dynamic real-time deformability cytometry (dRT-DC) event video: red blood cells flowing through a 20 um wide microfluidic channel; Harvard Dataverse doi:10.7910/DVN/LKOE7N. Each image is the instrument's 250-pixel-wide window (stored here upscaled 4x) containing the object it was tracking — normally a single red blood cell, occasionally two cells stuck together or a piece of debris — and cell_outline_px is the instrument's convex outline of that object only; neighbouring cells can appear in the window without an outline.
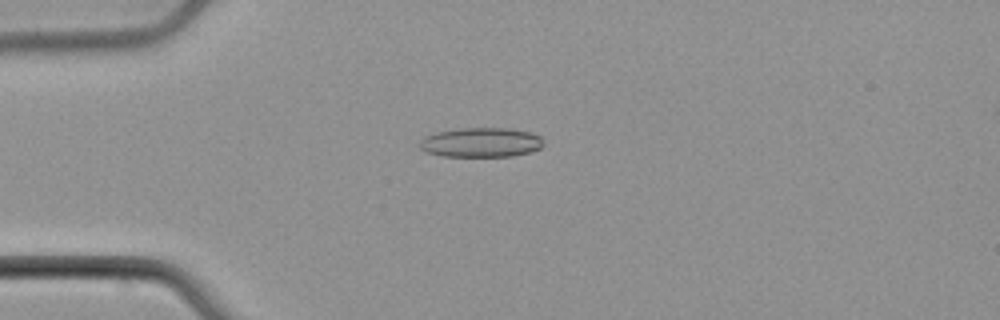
{"species": "common noctule bat (a hibernating species)", "species_latin": "Nyctalus noctula", "temperature_condition": "cold", "stored_images_in_passage": 51, "camera_frame_rate_fps": 3000, "um_per_image_px": 0.085, "animal": {"sex": "male", "body_mass_g": 21.5, "forearm_length_mm": 52.0}, "frame": {"image": 1, "passage_image": 11, "time_ms": 3.333, "image_size_px": [1000, 320], "cell_outline_px": [[544, 144], [540, 148], [528, 152], [512, 156], [444, 156], [428, 152], [420, 148], [420, 140], [428, 136], [440, 132], [464, 128], [508, 128], [532, 132], [540, 136]], "centroid_in_image_um": [40.94, 12.1], "position_along_channel_um": 44.1, "area_um2": 20.98}}
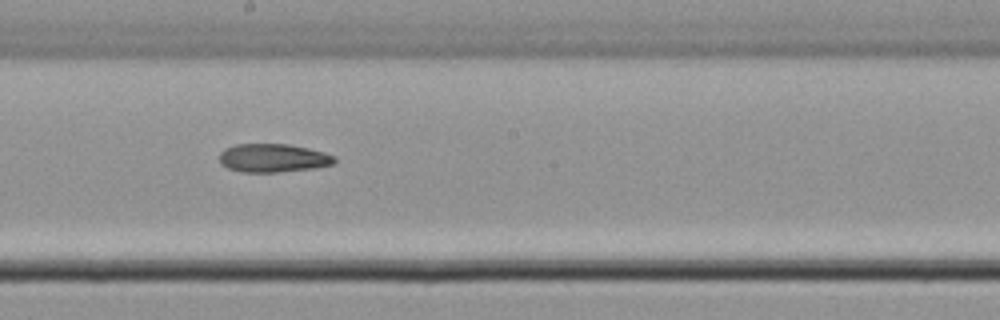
{"frame": {"image": 2, "passage_image": 27, "time_ms": 8.667, "image_size_px": [1000, 320], "cell_outline_px": [[336, 160], [332, 164], [316, 168], [276, 172], [240, 172], [228, 168], [220, 164], [220, 152], [224, 148], [236, 144], [288, 144], [308, 148], [324, 152], [336, 156]], "centroid_in_image_um": [23.2, 13.43], "position_along_channel_um": 225.0, "area_um2": 19.19}}
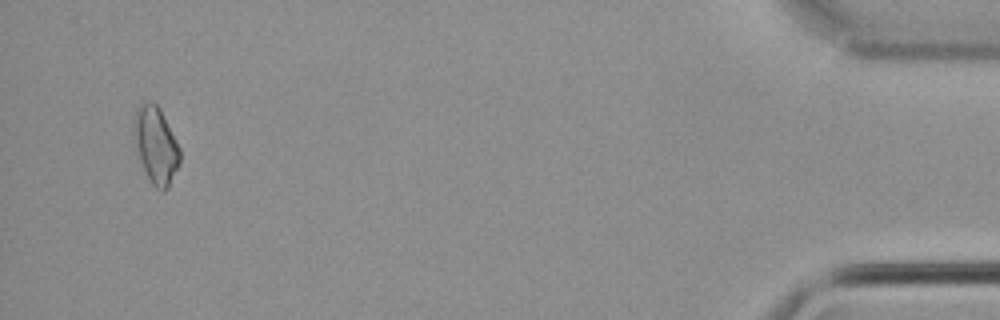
{"frame": {"image": 3, "passage_image": 49, "time_ms": 16.0, "image_size_px": [1000, 320], "cell_outline_px": [[180, 164], [168, 188], [164, 192], [156, 188], [152, 184], [140, 160], [132, 140], [132, 120], [136, 108], [140, 104], [152, 100], [160, 108], [180, 148]], "centroid_in_image_um": [13.21, 12.31], "position_along_channel_um": 422.0, "area_um2": 20.98}, "authors_computed_cell_mechanics": {"area_um2": 19.363, "velocity_mm_per_s": 3.8021, "shape_relaxation_time_tau1_ms": 11.2751, "shape_relaxation_time_tau2_ms": null, "deformation_change_tau1": 0.1436, "deformation_change_tau2": null}}